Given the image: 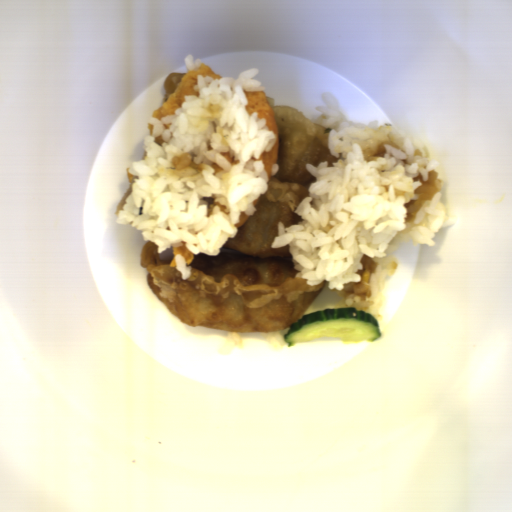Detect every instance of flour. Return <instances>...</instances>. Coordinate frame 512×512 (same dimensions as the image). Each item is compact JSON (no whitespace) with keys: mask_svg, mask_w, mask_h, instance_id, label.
Instances as JSON below:
<instances>
[{"mask_svg":"<svg viewBox=\"0 0 512 512\" xmlns=\"http://www.w3.org/2000/svg\"><path fill=\"white\" fill-rule=\"evenodd\" d=\"M267 97V96H266ZM275 115L279 149L268 187L233 238L217 256L194 254L191 275L171 265L173 248L158 253L155 243H143L139 261L148 286L170 311L190 326H207L231 332L283 330L301 318L322 293L327 280L309 286L296 278L288 245L272 247L277 223L285 228L304 220L295 213L308 187L316 181L306 164L318 166L344 160L331 154V128L321 127L291 105H276L267 97Z\"/></svg>","mask_w":512,"mask_h":512,"instance_id":"obj_1","label":"flour"},{"mask_svg":"<svg viewBox=\"0 0 512 512\" xmlns=\"http://www.w3.org/2000/svg\"><path fill=\"white\" fill-rule=\"evenodd\" d=\"M184 74H186V73L180 72V73H172V74L167 75V77L165 78V81H164V85H163V89H164L163 102L164 103L167 102L168 96L170 94L174 93L177 84L180 82V80Z\"/></svg>","mask_w":512,"mask_h":512,"instance_id":"obj_2","label":"flour"},{"mask_svg":"<svg viewBox=\"0 0 512 512\" xmlns=\"http://www.w3.org/2000/svg\"><path fill=\"white\" fill-rule=\"evenodd\" d=\"M201 199L206 201L208 204L207 216H210V214L215 206H219L220 211H223L227 214L230 213L228 208L224 204H220L219 202L215 201V197H213V196L212 197H203Z\"/></svg>","mask_w":512,"mask_h":512,"instance_id":"obj_3","label":"flour"}]
</instances>
